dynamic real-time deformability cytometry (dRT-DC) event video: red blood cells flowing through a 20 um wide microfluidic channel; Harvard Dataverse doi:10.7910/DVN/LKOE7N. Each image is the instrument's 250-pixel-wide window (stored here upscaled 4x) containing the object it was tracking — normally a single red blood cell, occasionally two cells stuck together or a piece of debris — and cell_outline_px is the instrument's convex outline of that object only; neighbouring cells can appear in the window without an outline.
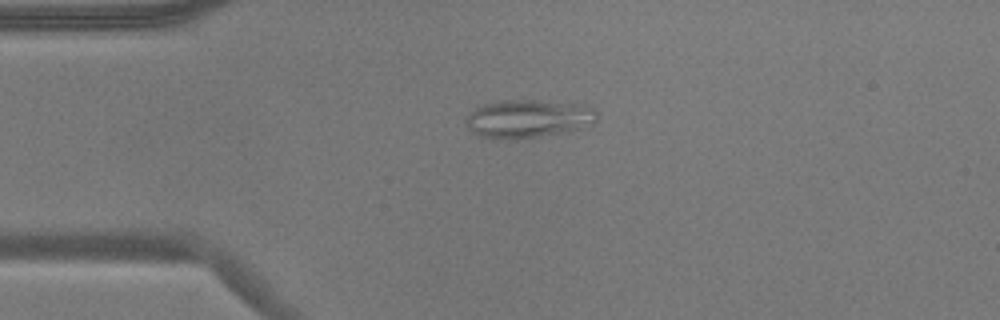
{"species": "common noctule bat (a hibernating species)", "species_latin": "Nyctalus noctula", "temperature_condition": "warm", "stored_images_in_passage": 44, "camera_frame_rate_fps": 3000, "um_per_image_px": 0.085, "animal": {"sex": "male", "body_mass_g": 17.9}, "frame": {"image": 1, "passage_image": 2, "time_ms": 0.333, "image_size_px": [1000, 320], "cell_outline_px": [[596, 120], [592, 124], [568, 132], [516, 140], [496, 140], [476, 136], [468, 128], [464, 120], [476, 108], [484, 104], [496, 100], [528, 100], [580, 104], [596, 108]], "centroid_in_image_um": [44.86, 10.12], "position_along_channel_um": 40.1, "area_um2": 29.65}}
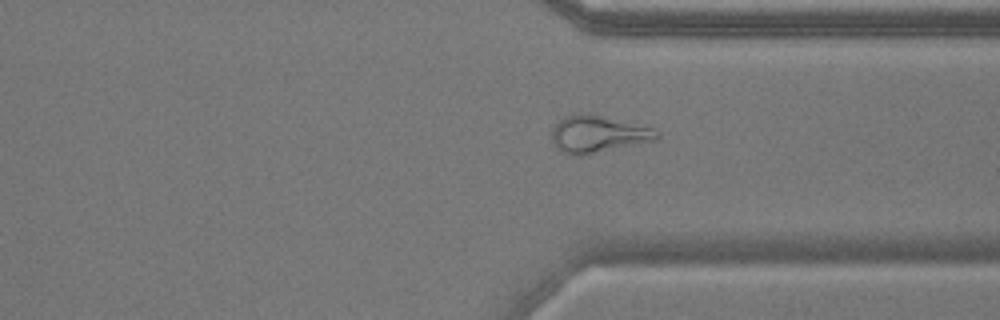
{"frame": {"image": 2, "passage_image": 30, "time_ms": 9.667, "image_size_px": [1000, 320], "cell_outline_px": [[660, 136], [656, 140], [576, 156], [564, 152], [556, 148], [552, 140], [552, 128], [564, 116], [580, 112], [604, 116], [656, 128], [660, 132]], "centroid_in_image_um": [50.85, 11.37], "position_along_channel_um": 360.6, "area_um2": 22.6}}
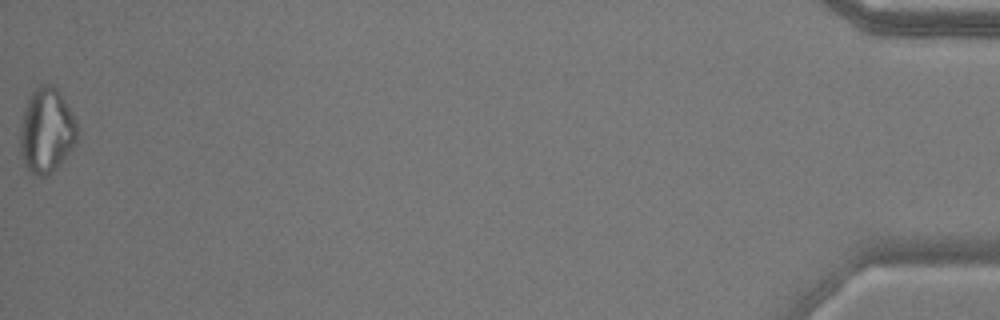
{"frame": {"image": 3, "passage_image": 44, "time_ms": 14.333, "image_size_px": [1000, 320], "cell_outline_px": [[76, 144], [52, 172], [48, 176], [36, 176], [28, 172], [24, 164], [20, 152], [20, 128], [24, 108], [28, 96], [40, 84], [52, 84], [60, 92], [72, 112], [76, 120]], "centroid_in_image_um": [3.93, 11.1], "position_along_channel_um": 431.3, "area_um2": 28.44}, "authors_computed_cell_mechanics": {"area_um2": 22.4553, "velocity_mm_per_s": 3.6768, "shape_relaxation_time_tau1_ms": null, "shape_relaxation_time_tau2_ms": 9.7172, "deformation_change_tau1": null, "deformation_change_tau2": 0.191}}